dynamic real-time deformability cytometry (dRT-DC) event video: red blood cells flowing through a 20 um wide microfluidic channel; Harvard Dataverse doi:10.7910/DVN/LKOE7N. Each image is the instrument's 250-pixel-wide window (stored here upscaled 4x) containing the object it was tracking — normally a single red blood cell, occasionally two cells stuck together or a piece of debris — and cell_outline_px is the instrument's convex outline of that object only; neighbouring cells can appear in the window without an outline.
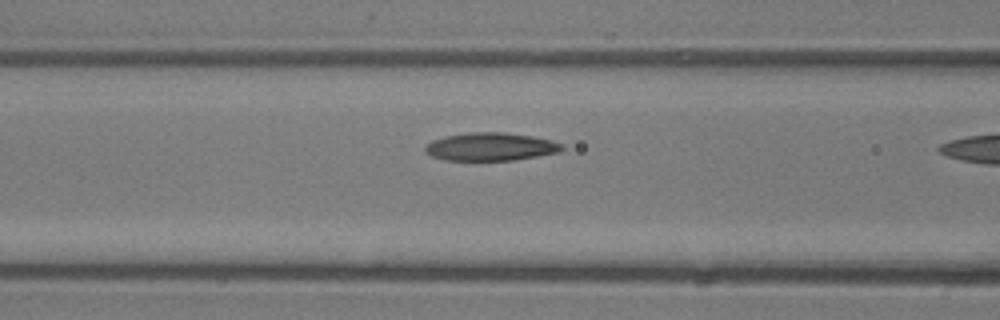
{"species": "common noctule bat (a hibernating species)", "species_latin": "Nyctalus noctula", "temperature_condition": "room temperature", "stored_images_in_passage": 9, "camera_frame_rate_fps": 3000, "um_per_image_px": 0.085, "animal": {"sex": "male", "body_mass_g": 13.3}, "frame": {"image": 1, "passage_image": 8, "time_ms": 2.333, "image_size_px": [1000, 320], "cell_outline_px": [[564, 148], [560, 152], [512, 160], [444, 160], [432, 156], [424, 152], [424, 148], [432, 140], [444, 136], [468, 132], [504, 132], [532, 136], [548, 140], [560, 144]], "centroid_in_image_um": [41.65, 12.47], "position_along_channel_um": 125.0, "area_um2": 22.2}}